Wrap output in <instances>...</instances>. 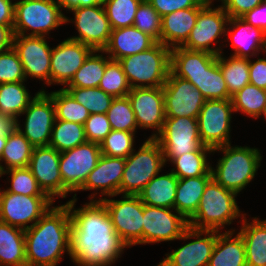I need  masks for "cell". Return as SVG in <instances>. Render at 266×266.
Returning <instances> with one entry per match:
<instances>
[{
    "mask_svg": "<svg viewBox=\"0 0 266 266\" xmlns=\"http://www.w3.org/2000/svg\"><path fill=\"white\" fill-rule=\"evenodd\" d=\"M156 41L134 26L112 29L107 46L101 53L109 54L111 60L118 61L123 57L138 54L152 47Z\"/></svg>",
    "mask_w": 266,
    "mask_h": 266,
    "instance_id": "obj_26",
    "label": "cell"
},
{
    "mask_svg": "<svg viewBox=\"0 0 266 266\" xmlns=\"http://www.w3.org/2000/svg\"><path fill=\"white\" fill-rule=\"evenodd\" d=\"M75 209V198L67 202L71 217L70 257L78 266H109L122 254L127 245L114 230L104 204L95 200Z\"/></svg>",
    "mask_w": 266,
    "mask_h": 266,
    "instance_id": "obj_1",
    "label": "cell"
},
{
    "mask_svg": "<svg viewBox=\"0 0 266 266\" xmlns=\"http://www.w3.org/2000/svg\"><path fill=\"white\" fill-rule=\"evenodd\" d=\"M250 84L266 90V59L259 58L254 63L249 59Z\"/></svg>",
    "mask_w": 266,
    "mask_h": 266,
    "instance_id": "obj_52",
    "label": "cell"
},
{
    "mask_svg": "<svg viewBox=\"0 0 266 266\" xmlns=\"http://www.w3.org/2000/svg\"><path fill=\"white\" fill-rule=\"evenodd\" d=\"M6 143H7V135H0V157Z\"/></svg>",
    "mask_w": 266,
    "mask_h": 266,
    "instance_id": "obj_58",
    "label": "cell"
},
{
    "mask_svg": "<svg viewBox=\"0 0 266 266\" xmlns=\"http://www.w3.org/2000/svg\"><path fill=\"white\" fill-rule=\"evenodd\" d=\"M70 11L74 12V19L66 17V23L70 20L75 23L79 35L69 39L88 45L93 50H103L107 46L112 32L103 4L76 7Z\"/></svg>",
    "mask_w": 266,
    "mask_h": 266,
    "instance_id": "obj_16",
    "label": "cell"
},
{
    "mask_svg": "<svg viewBox=\"0 0 266 266\" xmlns=\"http://www.w3.org/2000/svg\"><path fill=\"white\" fill-rule=\"evenodd\" d=\"M200 1L203 2V3H206V4H212L213 0H200Z\"/></svg>",
    "mask_w": 266,
    "mask_h": 266,
    "instance_id": "obj_59",
    "label": "cell"
},
{
    "mask_svg": "<svg viewBox=\"0 0 266 266\" xmlns=\"http://www.w3.org/2000/svg\"><path fill=\"white\" fill-rule=\"evenodd\" d=\"M174 209L144 204L143 244L179 239L189 227L188 221Z\"/></svg>",
    "mask_w": 266,
    "mask_h": 266,
    "instance_id": "obj_21",
    "label": "cell"
},
{
    "mask_svg": "<svg viewBox=\"0 0 266 266\" xmlns=\"http://www.w3.org/2000/svg\"><path fill=\"white\" fill-rule=\"evenodd\" d=\"M85 136L88 142L100 144L112 131L106 114H90L84 123Z\"/></svg>",
    "mask_w": 266,
    "mask_h": 266,
    "instance_id": "obj_49",
    "label": "cell"
},
{
    "mask_svg": "<svg viewBox=\"0 0 266 266\" xmlns=\"http://www.w3.org/2000/svg\"><path fill=\"white\" fill-rule=\"evenodd\" d=\"M24 82L0 84V112L17 119L33 100Z\"/></svg>",
    "mask_w": 266,
    "mask_h": 266,
    "instance_id": "obj_38",
    "label": "cell"
},
{
    "mask_svg": "<svg viewBox=\"0 0 266 266\" xmlns=\"http://www.w3.org/2000/svg\"><path fill=\"white\" fill-rule=\"evenodd\" d=\"M12 47L18 53L26 79L30 76L50 85L52 48L45 37L14 35Z\"/></svg>",
    "mask_w": 266,
    "mask_h": 266,
    "instance_id": "obj_22",
    "label": "cell"
},
{
    "mask_svg": "<svg viewBox=\"0 0 266 266\" xmlns=\"http://www.w3.org/2000/svg\"><path fill=\"white\" fill-rule=\"evenodd\" d=\"M178 178L172 173L158 174L139 193L143 204L174 209Z\"/></svg>",
    "mask_w": 266,
    "mask_h": 266,
    "instance_id": "obj_32",
    "label": "cell"
},
{
    "mask_svg": "<svg viewBox=\"0 0 266 266\" xmlns=\"http://www.w3.org/2000/svg\"><path fill=\"white\" fill-rule=\"evenodd\" d=\"M242 215L239 233L245 244L247 266H266V219L255 217L248 223L245 214Z\"/></svg>",
    "mask_w": 266,
    "mask_h": 266,
    "instance_id": "obj_30",
    "label": "cell"
},
{
    "mask_svg": "<svg viewBox=\"0 0 266 266\" xmlns=\"http://www.w3.org/2000/svg\"><path fill=\"white\" fill-rule=\"evenodd\" d=\"M161 20L162 17L148 0H143L138 6L133 26L151 36L156 42H160Z\"/></svg>",
    "mask_w": 266,
    "mask_h": 266,
    "instance_id": "obj_47",
    "label": "cell"
},
{
    "mask_svg": "<svg viewBox=\"0 0 266 266\" xmlns=\"http://www.w3.org/2000/svg\"><path fill=\"white\" fill-rule=\"evenodd\" d=\"M164 90L165 117L198 118L206 99L200 90L186 79L169 72Z\"/></svg>",
    "mask_w": 266,
    "mask_h": 266,
    "instance_id": "obj_17",
    "label": "cell"
},
{
    "mask_svg": "<svg viewBox=\"0 0 266 266\" xmlns=\"http://www.w3.org/2000/svg\"><path fill=\"white\" fill-rule=\"evenodd\" d=\"M101 155L100 144L88 141L73 149L60 152L59 167L62 183L71 192H76L96 167Z\"/></svg>",
    "mask_w": 266,
    "mask_h": 266,
    "instance_id": "obj_15",
    "label": "cell"
},
{
    "mask_svg": "<svg viewBox=\"0 0 266 266\" xmlns=\"http://www.w3.org/2000/svg\"><path fill=\"white\" fill-rule=\"evenodd\" d=\"M231 99L206 100L198 115L199 136L212 149L230 144Z\"/></svg>",
    "mask_w": 266,
    "mask_h": 266,
    "instance_id": "obj_11",
    "label": "cell"
},
{
    "mask_svg": "<svg viewBox=\"0 0 266 266\" xmlns=\"http://www.w3.org/2000/svg\"><path fill=\"white\" fill-rule=\"evenodd\" d=\"M170 72L191 82L206 100L232 97L218 64V55L183 47L172 48Z\"/></svg>",
    "mask_w": 266,
    "mask_h": 266,
    "instance_id": "obj_3",
    "label": "cell"
},
{
    "mask_svg": "<svg viewBox=\"0 0 266 266\" xmlns=\"http://www.w3.org/2000/svg\"><path fill=\"white\" fill-rule=\"evenodd\" d=\"M263 0H222V7L232 17H242L247 12L261 4Z\"/></svg>",
    "mask_w": 266,
    "mask_h": 266,
    "instance_id": "obj_51",
    "label": "cell"
},
{
    "mask_svg": "<svg viewBox=\"0 0 266 266\" xmlns=\"http://www.w3.org/2000/svg\"><path fill=\"white\" fill-rule=\"evenodd\" d=\"M163 151L165 164L182 154L198 150L203 144L199 136L198 119L165 117L161 133L155 138Z\"/></svg>",
    "mask_w": 266,
    "mask_h": 266,
    "instance_id": "obj_10",
    "label": "cell"
},
{
    "mask_svg": "<svg viewBox=\"0 0 266 266\" xmlns=\"http://www.w3.org/2000/svg\"><path fill=\"white\" fill-rule=\"evenodd\" d=\"M15 3L12 0H0V24L4 26L14 25Z\"/></svg>",
    "mask_w": 266,
    "mask_h": 266,
    "instance_id": "obj_54",
    "label": "cell"
},
{
    "mask_svg": "<svg viewBox=\"0 0 266 266\" xmlns=\"http://www.w3.org/2000/svg\"><path fill=\"white\" fill-rule=\"evenodd\" d=\"M93 49L69 38L52 49L50 59V85L66 87Z\"/></svg>",
    "mask_w": 266,
    "mask_h": 266,
    "instance_id": "obj_23",
    "label": "cell"
},
{
    "mask_svg": "<svg viewBox=\"0 0 266 266\" xmlns=\"http://www.w3.org/2000/svg\"><path fill=\"white\" fill-rule=\"evenodd\" d=\"M243 18L248 24L262 29L266 33V3L262 2L245 15Z\"/></svg>",
    "mask_w": 266,
    "mask_h": 266,
    "instance_id": "obj_53",
    "label": "cell"
},
{
    "mask_svg": "<svg viewBox=\"0 0 266 266\" xmlns=\"http://www.w3.org/2000/svg\"><path fill=\"white\" fill-rule=\"evenodd\" d=\"M13 36V26L0 24V53L12 47Z\"/></svg>",
    "mask_w": 266,
    "mask_h": 266,
    "instance_id": "obj_56",
    "label": "cell"
},
{
    "mask_svg": "<svg viewBox=\"0 0 266 266\" xmlns=\"http://www.w3.org/2000/svg\"><path fill=\"white\" fill-rule=\"evenodd\" d=\"M212 152V148L202 145L196 151L182 154L171 162L175 165L171 172L178 179L204 176L211 170L207 154Z\"/></svg>",
    "mask_w": 266,
    "mask_h": 266,
    "instance_id": "obj_35",
    "label": "cell"
},
{
    "mask_svg": "<svg viewBox=\"0 0 266 266\" xmlns=\"http://www.w3.org/2000/svg\"><path fill=\"white\" fill-rule=\"evenodd\" d=\"M8 173L11 176V186L5 189L6 192L25 196H48L39 187L38 182L29 167L11 168L5 170L0 172V177Z\"/></svg>",
    "mask_w": 266,
    "mask_h": 266,
    "instance_id": "obj_44",
    "label": "cell"
},
{
    "mask_svg": "<svg viewBox=\"0 0 266 266\" xmlns=\"http://www.w3.org/2000/svg\"><path fill=\"white\" fill-rule=\"evenodd\" d=\"M221 52L218 55V64L227 84L228 92L232 96L241 90L249 81V58L231 55L226 59Z\"/></svg>",
    "mask_w": 266,
    "mask_h": 266,
    "instance_id": "obj_36",
    "label": "cell"
},
{
    "mask_svg": "<svg viewBox=\"0 0 266 266\" xmlns=\"http://www.w3.org/2000/svg\"><path fill=\"white\" fill-rule=\"evenodd\" d=\"M171 49L156 42L149 49L118 60L131 88L162 87L170 72Z\"/></svg>",
    "mask_w": 266,
    "mask_h": 266,
    "instance_id": "obj_6",
    "label": "cell"
},
{
    "mask_svg": "<svg viewBox=\"0 0 266 266\" xmlns=\"http://www.w3.org/2000/svg\"><path fill=\"white\" fill-rule=\"evenodd\" d=\"M14 3V35L46 37L52 29L66 23L57 0H19ZM29 29L31 33L27 34Z\"/></svg>",
    "mask_w": 266,
    "mask_h": 266,
    "instance_id": "obj_8",
    "label": "cell"
},
{
    "mask_svg": "<svg viewBox=\"0 0 266 266\" xmlns=\"http://www.w3.org/2000/svg\"><path fill=\"white\" fill-rule=\"evenodd\" d=\"M26 77L16 50L11 47L0 53V84L25 82Z\"/></svg>",
    "mask_w": 266,
    "mask_h": 266,
    "instance_id": "obj_48",
    "label": "cell"
},
{
    "mask_svg": "<svg viewBox=\"0 0 266 266\" xmlns=\"http://www.w3.org/2000/svg\"><path fill=\"white\" fill-rule=\"evenodd\" d=\"M212 178L211 170L204 176L178 179L174 211L179 212L187 221L195 214L204 188Z\"/></svg>",
    "mask_w": 266,
    "mask_h": 266,
    "instance_id": "obj_29",
    "label": "cell"
},
{
    "mask_svg": "<svg viewBox=\"0 0 266 266\" xmlns=\"http://www.w3.org/2000/svg\"><path fill=\"white\" fill-rule=\"evenodd\" d=\"M0 266H27L24 230L1 220Z\"/></svg>",
    "mask_w": 266,
    "mask_h": 266,
    "instance_id": "obj_31",
    "label": "cell"
},
{
    "mask_svg": "<svg viewBox=\"0 0 266 266\" xmlns=\"http://www.w3.org/2000/svg\"><path fill=\"white\" fill-rule=\"evenodd\" d=\"M152 7L163 17L177 10L192 7H204L206 3L200 0H148Z\"/></svg>",
    "mask_w": 266,
    "mask_h": 266,
    "instance_id": "obj_50",
    "label": "cell"
},
{
    "mask_svg": "<svg viewBox=\"0 0 266 266\" xmlns=\"http://www.w3.org/2000/svg\"><path fill=\"white\" fill-rule=\"evenodd\" d=\"M60 8L68 9L69 11L76 7H88L102 5L103 0H57Z\"/></svg>",
    "mask_w": 266,
    "mask_h": 266,
    "instance_id": "obj_55",
    "label": "cell"
},
{
    "mask_svg": "<svg viewBox=\"0 0 266 266\" xmlns=\"http://www.w3.org/2000/svg\"><path fill=\"white\" fill-rule=\"evenodd\" d=\"M27 266H56L66 251L70 256L71 217L68 204L52 206L24 230Z\"/></svg>",
    "mask_w": 266,
    "mask_h": 266,
    "instance_id": "obj_2",
    "label": "cell"
},
{
    "mask_svg": "<svg viewBox=\"0 0 266 266\" xmlns=\"http://www.w3.org/2000/svg\"><path fill=\"white\" fill-rule=\"evenodd\" d=\"M222 151L216 169L211 166L212 178L221 186L239 193L254 179L262 156L257 148L223 145L213 149Z\"/></svg>",
    "mask_w": 266,
    "mask_h": 266,
    "instance_id": "obj_5",
    "label": "cell"
},
{
    "mask_svg": "<svg viewBox=\"0 0 266 266\" xmlns=\"http://www.w3.org/2000/svg\"><path fill=\"white\" fill-rule=\"evenodd\" d=\"M100 52L101 50H93L89 54L66 87L94 88L99 86L106 64L111 60L109 56L103 57L102 54H96Z\"/></svg>",
    "mask_w": 266,
    "mask_h": 266,
    "instance_id": "obj_34",
    "label": "cell"
},
{
    "mask_svg": "<svg viewBox=\"0 0 266 266\" xmlns=\"http://www.w3.org/2000/svg\"><path fill=\"white\" fill-rule=\"evenodd\" d=\"M237 193L224 188L211 178L204 188L195 214L188 220L189 227L196 230H215L230 225L240 217Z\"/></svg>",
    "mask_w": 266,
    "mask_h": 266,
    "instance_id": "obj_4",
    "label": "cell"
},
{
    "mask_svg": "<svg viewBox=\"0 0 266 266\" xmlns=\"http://www.w3.org/2000/svg\"><path fill=\"white\" fill-rule=\"evenodd\" d=\"M203 7L177 10L162 17L160 43L172 49L181 47L188 39Z\"/></svg>",
    "mask_w": 266,
    "mask_h": 266,
    "instance_id": "obj_27",
    "label": "cell"
},
{
    "mask_svg": "<svg viewBox=\"0 0 266 266\" xmlns=\"http://www.w3.org/2000/svg\"><path fill=\"white\" fill-rule=\"evenodd\" d=\"M60 152L51 146L34 147L29 169L42 191L53 201L55 197L66 198L72 193L63 183L60 174Z\"/></svg>",
    "mask_w": 266,
    "mask_h": 266,
    "instance_id": "obj_19",
    "label": "cell"
},
{
    "mask_svg": "<svg viewBox=\"0 0 266 266\" xmlns=\"http://www.w3.org/2000/svg\"><path fill=\"white\" fill-rule=\"evenodd\" d=\"M135 114L137 126L141 129H156V138L162 131L165 121L163 87L131 88L127 94Z\"/></svg>",
    "mask_w": 266,
    "mask_h": 266,
    "instance_id": "obj_20",
    "label": "cell"
},
{
    "mask_svg": "<svg viewBox=\"0 0 266 266\" xmlns=\"http://www.w3.org/2000/svg\"><path fill=\"white\" fill-rule=\"evenodd\" d=\"M106 115L112 130L136 132L138 126L128 96L114 98Z\"/></svg>",
    "mask_w": 266,
    "mask_h": 266,
    "instance_id": "obj_43",
    "label": "cell"
},
{
    "mask_svg": "<svg viewBox=\"0 0 266 266\" xmlns=\"http://www.w3.org/2000/svg\"><path fill=\"white\" fill-rule=\"evenodd\" d=\"M98 87L114 98L126 97L131 90L121 64L115 60H110L106 64L104 75Z\"/></svg>",
    "mask_w": 266,
    "mask_h": 266,
    "instance_id": "obj_45",
    "label": "cell"
},
{
    "mask_svg": "<svg viewBox=\"0 0 266 266\" xmlns=\"http://www.w3.org/2000/svg\"><path fill=\"white\" fill-rule=\"evenodd\" d=\"M262 114H263V116L265 117V120H266V106H265V108H264Z\"/></svg>",
    "mask_w": 266,
    "mask_h": 266,
    "instance_id": "obj_60",
    "label": "cell"
},
{
    "mask_svg": "<svg viewBox=\"0 0 266 266\" xmlns=\"http://www.w3.org/2000/svg\"><path fill=\"white\" fill-rule=\"evenodd\" d=\"M22 114H26L25 130L21 129L18 121L17 129L34 147L49 146L56 114L47 92L44 89L37 92Z\"/></svg>",
    "mask_w": 266,
    "mask_h": 266,
    "instance_id": "obj_14",
    "label": "cell"
},
{
    "mask_svg": "<svg viewBox=\"0 0 266 266\" xmlns=\"http://www.w3.org/2000/svg\"><path fill=\"white\" fill-rule=\"evenodd\" d=\"M226 28V36L229 33L231 46L234 49L233 56L251 58L256 56L261 49H266V33L251 24H248L241 17L229 18ZM228 32V33H227Z\"/></svg>",
    "mask_w": 266,
    "mask_h": 266,
    "instance_id": "obj_25",
    "label": "cell"
},
{
    "mask_svg": "<svg viewBox=\"0 0 266 266\" xmlns=\"http://www.w3.org/2000/svg\"><path fill=\"white\" fill-rule=\"evenodd\" d=\"M86 142L84 125L55 119L49 146L63 152Z\"/></svg>",
    "mask_w": 266,
    "mask_h": 266,
    "instance_id": "obj_37",
    "label": "cell"
},
{
    "mask_svg": "<svg viewBox=\"0 0 266 266\" xmlns=\"http://www.w3.org/2000/svg\"><path fill=\"white\" fill-rule=\"evenodd\" d=\"M228 21L229 15L222 6L212 9L211 4H206L199 11L196 24L191 30L187 41L181 47L219 55L222 49L218 47L215 49L210 45L213 42L215 44L218 43L217 38H221L223 35L226 36Z\"/></svg>",
    "mask_w": 266,
    "mask_h": 266,
    "instance_id": "obj_13",
    "label": "cell"
},
{
    "mask_svg": "<svg viewBox=\"0 0 266 266\" xmlns=\"http://www.w3.org/2000/svg\"><path fill=\"white\" fill-rule=\"evenodd\" d=\"M205 236L202 238V235ZM196 240L175 249L163 259L157 266H208L214 246L216 244L217 231L196 230L188 227L182 236V240Z\"/></svg>",
    "mask_w": 266,
    "mask_h": 266,
    "instance_id": "obj_18",
    "label": "cell"
},
{
    "mask_svg": "<svg viewBox=\"0 0 266 266\" xmlns=\"http://www.w3.org/2000/svg\"><path fill=\"white\" fill-rule=\"evenodd\" d=\"M17 128V119L0 112V135H9Z\"/></svg>",
    "mask_w": 266,
    "mask_h": 266,
    "instance_id": "obj_57",
    "label": "cell"
},
{
    "mask_svg": "<svg viewBox=\"0 0 266 266\" xmlns=\"http://www.w3.org/2000/svg\"><path fill=\"white\" fill-rule=\"evenodd\" d=\"M47 94L55 105L56 119L84 125L90 116L87 108L77 102L64 88Z\"/></svg>",
    "mask_w": 266,
    "mask_h": 266,
    "instance_id": "obj_40",
    "label": "cell"
},
{
    "mask_svg": "<svg viewBox=\"0 0 266 266\" xmlns=\"http://www.w3.org/2000/svg\"><path fill=\"white\" fill-rule=\"evenodd\" d=\"M143 0H103L112 29L133 26L138 6Z\"/></svg>",
    "mask_w": 266,
    "mask_h": 266,
    "instance_id": "obj_42",
    "label": "cell"
},
{
    "mask_svg": "<svg viewBox=\"0 0 266 266\" xmlns=\"http://www.w3.org/2000/svg\"><path fill=\"white\" fill-rule=\"evenodd\" d=\"M125 158L101 155L96 167L88 174L84 184L77 190H98L101 195L114 197L120 194Z\"/></svg>",
    "mask_w": 266,
    "mask_h": 266,
    "instance_id": "obj_24",
    "label": "cell"
},
{
    "mask_svg": "<svg viewBox=\"0 0 266 266\" xmlns=\"http://www.w3.org/2000/svg\"><path fill=\"white\" fill-rule=\"evenodd\" d=\"M122 200L99 198L106 207L114 230L130 247L143 244L144 204L138 195H122Z\"/></svg>",
    "mask_w": 266,
    "mask_h": 266,
    "instance_id": "obj_9",
    "label": "cell"
},
{
    "mask_svg": "<svg viewBox=\"0 0 266 266\" xmlns=\"http://www.w3.org/2000/svg\"><path fill=\"white\" fill-rule=\"evenodd\" d=\"M231 101L234 112L241 111L253 118H259L266 106V90L248 84L233 94Z\"/></svg>",
    "mask_w": 266,
    "mask_h": 266,
    "instance_id": "obj_39",
    "label": "cell"
},
{
    "mask_svg": "<svg viewBox=\"0 0 266 266\" xmlns=\"http://www.w3.org/2000/svg\"><path fill=\"white\" fill-rule=\"evenodd\" d=\"M49 196H25L0 190V220L26 230L52 207ZM33 222L30 225L28 223Z\"/></svg>",
    "mask_w": 266,
    "mask_h": 266,
    "instance_id": "obj_12",
    "label": "cell"
},
{
    "mask_svg": "<svg viewBox=\"0 0 266 266\" xmlns=\"http://www.w3.org/2000/svg\"><path fill=\"white\" fill-rule=\"evenodd\" d=\"M77 102L82 104L90 114H106L114 97L105 93L99 87L94 88H79L65 87L64 88Z\"/></svg>",
    "mask_w": 266,
    "mask_h": 266,
    "instance_id": "obj_41",
    "label": "cell"
},
{
    "mask_svg": "<svg viewBox=\"0 0 266 266\" xmlns=\"http://www.w3.org/2000/svg\"><path fill=\"white\" fill-rule=\"evenodd\" d=\"M135 132L112 130L100 143L101 154L127 158L133 151Z\"/></svg>",
    "mask_w": 266,
    "mask_h": 266,
    "instance_id": "obj_46",
    "label": "cell"
},
{
    "mask_svg": "<svg viewBox=\"0 0 266 266\" xmlns=\"http://www.w3.org/2000/svg\"><path fill=\"white\" fill-rule=\"evenodd\" d=\"M33 149L34 146L16 128L7 136V143L0 157V162L4 161L6 167L0 163V172L11 168L28 167Z\"/></svg>",
    "mask_w": 266,
    "mask_h": 266,
    "instance_id": "obj_33",
    "label": "cell"
},
{
    "mask_svg": "<svg viewBox=\"0 0 266 266\" xmlns=\"http://www.w3.org/2000/svg\"><path fill=\"white\" fill-rule=\"evenodd\" d=\"M165 165L164 154L155 138H148L139 148L125 158L120 194L139 195L144 187L160 173Z\"/></svg>",
    "mask_w": 266,
    "mask_h": 266,
    "instance_id": "obj_7",
    "label": "cell"
},
{
    "mask_svg": "<svg viewBox=\"0 0 266 266\" xmlns=\"http://www.w3.org/2000/svg\"><path fill=\"white\" fill-rule=\"evenodd\" d=\"M231 230L222 234L217 231L216 244L208 266H247L243 238L240 233L232 238L235 230Z\"/></svg>",
    "mask_w": 266,
    "mask_h": 266,
    "instance_id": "obj_28",
    "label": "cell"
}]
</instances>
